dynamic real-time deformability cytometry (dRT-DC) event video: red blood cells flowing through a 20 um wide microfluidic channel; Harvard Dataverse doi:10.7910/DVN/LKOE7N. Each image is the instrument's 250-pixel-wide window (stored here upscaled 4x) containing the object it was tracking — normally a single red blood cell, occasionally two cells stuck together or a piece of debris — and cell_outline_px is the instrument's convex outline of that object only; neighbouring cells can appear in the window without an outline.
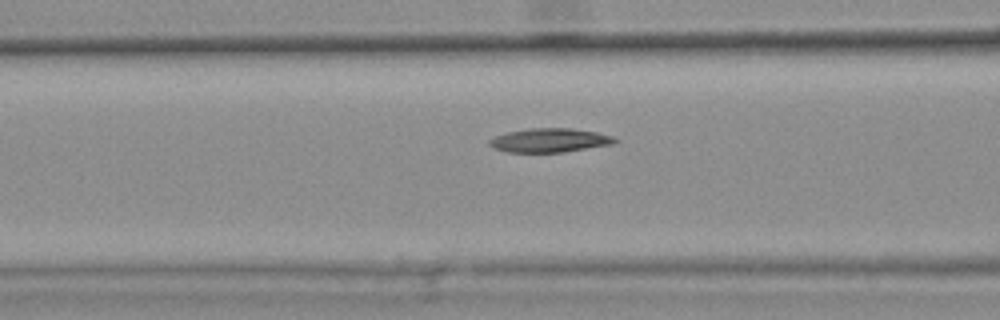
{"species": "common noctule bat (a hibernating species)", "species_latin": "Nyctalus noctula", "temperature_condition": "warm", "stored_images_in_passage": 34, "camera_frame_rate_fps": 3000, "um_per_image_px": 0.085, "animal": {"sex": "female", "body_mass_g": 25.1}, "frame": {"image": 1, "passage_image": 6, "time_ms": 1.667, "image_size_px": [1000, 320], "cell_outline_px": [[620, 140], [612, 144], [564, 152], [508, 152], [496, 148], [488, 144], [488, 140], [496, 136], [508, 132], [528, 128], [572, 128], [596, 132], [612, 136]], "centroid_in_image_um": [46.74, 11.92], "position_along_channel_um": 119.9, "area_um2": 17.4}}